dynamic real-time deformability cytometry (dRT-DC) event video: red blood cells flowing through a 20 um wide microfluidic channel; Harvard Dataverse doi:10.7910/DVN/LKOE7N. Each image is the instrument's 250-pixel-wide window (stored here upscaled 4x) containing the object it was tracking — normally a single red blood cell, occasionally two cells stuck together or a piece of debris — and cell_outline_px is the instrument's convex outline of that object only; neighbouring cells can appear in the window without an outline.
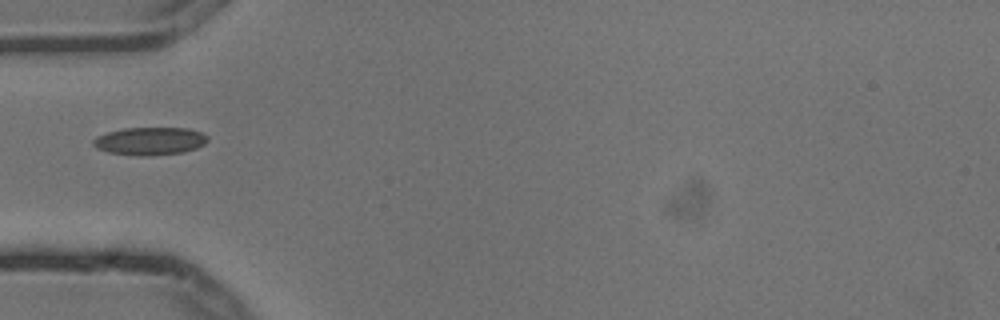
{"species": "common noctule bat (a hibernating species)", "species_latin": "Nyctalus noctula", "temperature_condition": "cold", "stored_images_in_passage": 1, "camera_frame_rate_fps": 3000, "um_per_image_px": 0.085, "animal": {"sex": "male", "body_mass_g": 13.3}, "frame": {"image": 1, "passage_image": 1, "time_ms": 0.0, "image_size_px": [1000, 320], "cell_outline_px": [[208, 140], [204, 144], [196, 148], [184, 152], [152, 156], [136, 156], [108, 152], [96, 148], [92, 144], [92, 140], [96, 136], [108, 132], [124, 128], [188, 128], [200, 132], [208, 136]], "centroid_in_image_um": [12.72, 12.0], "position_along_channel_um": 72.3, "area_um2": 18.73}}